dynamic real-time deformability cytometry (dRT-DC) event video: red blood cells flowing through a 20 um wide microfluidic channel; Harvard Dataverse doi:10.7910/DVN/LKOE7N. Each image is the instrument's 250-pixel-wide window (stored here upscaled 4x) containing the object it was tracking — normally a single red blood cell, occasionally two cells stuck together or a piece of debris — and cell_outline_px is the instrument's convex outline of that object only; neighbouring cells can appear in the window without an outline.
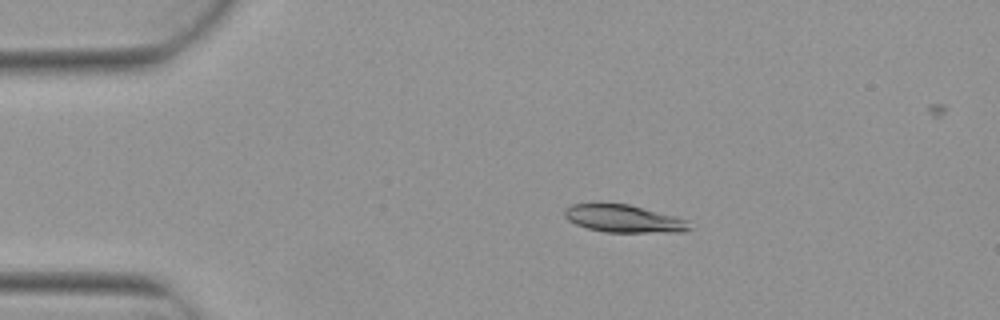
{"species": "Egyptian fruit bat (a non-hibernating species)", "species_latin": "Rousettus aegyptiacus", "temperature_condition": "warm", "stored_images_in_passage": 6, "camera_frame_rate_fps": 3000, "um_per_image_px": 0.085, "animal": {"sex": "female"}, "frame": {"image": 1, "passage_image": 4, "time_ms": 1.0, "image_size_px": [1000, 320], "cell_outline_px": [[692, 228], [684, 232], [604, 232], [588, 228], [576, 224], [568, 220], [564, 216], [564, 208], [572, 204], [628, 204], [676, 216], [688, 220]], "centroid_in_image_um": [53.05, 18.59], "position_along_channel_um": 32.0, "area_um2": 20.06}}